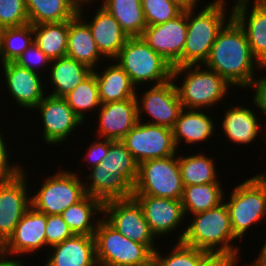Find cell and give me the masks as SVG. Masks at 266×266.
<instances>
[{
  "label": "cell",
  "mask_w": 266,
  "mask_h": 266,
  "mask_svg": "<svg viewBox=\"0 0 266 266\" xmlns=\"http://www.w3.org/2000/svg\"><path fill=\"white\" fill-rule=\"evenodd\" d=\"M94 237L98 266H139L153 258L146 245L125 237L102 217Z\"/></svg>",
  "instance_id": "cell-7"
},
{
  "label": "cell",
  "mask_w": 266,
  "mask_h": 266,
  "mask_svg": "<svg viewBox=\"0 0 266 266\" xmlns=\"http://www.w3.org/2000/svg\"><path fill=\"white\" fill-rule=\"evenodd\" d=\"M23 169L15 176L0 181V244L13 234L23 215L31 207L28 177ZM28 193V194H27Z\"/></svg>",
  "instance_id": "cell-13"
},
{
  "label": "cell",
  "mask_w": 266,
  "mask_h": 266,
  "mask_svg": "<svg viewBox=\"0 0 266 266\" xmlns=\"http://www.w3.org/2000/svg\"><path fill=\"white\" fill-rule=\"evenodd\" d=\"M87 3V4H92V2H94V0H80V3Z\"/></svg>",
  "instance_id": "cell-53"
},
{
  "label": "cell",
  "mask_w": 266,
  "mask_h": 266,
  "mask_svg": "<svg viewBox=\"0 0 266 266\" xmlns=\"http://www.w3.org/2000/svg\"><path fill=\"white\" fill-rule=\"evenodd\" d=\"M66 56L95 70L103 62L88 24L77 14L68 20V46Z\"/></svg>",
  "instance_id": "cell-25"
},
{
  "label": "cell",
  "mask_w": 266,
  "mask_h": 266,
  "mask_svg": "<svg viewBox=\"0 0 266 266\" xmlns=\"http://www.w3.org/2000/svg\"><path fill=\"white\" fill-rule=\"evenodd\" d=\"M63 98L82 121L85 122V118H89L87 117L88 112H92L93 110L94 112L95 110L98 111L101 106L95 74L92 72Z\"/></svg>",
  "instance_id": "cell-36"
},
{
  "label": "cell",
  "mask_w": 266,
  "mask_h": 266,
  "mask_svg": "<svg viewBox=\"0 0 266 266\" xmlns=\"http://www.w3.org/2000/svg\"><path fill=\"white\" fill-rule=\"evenodd\" d=\"M1 67L5 76L6 91L12 95L14 102L23 107V110L34 109L45 96L47 84L43 83L46 81L41 77L43 75L20 67L15 62L3 63Z\"/></svg>",
  "instance_id": "cell-17"
},
{
  "label": "cell",
  "mask_w": 266,
  "mask_h": 266,
  "mask_svg": "<svg viewBox=\"0 0 266 266\" xmlns=\"http://www.w3.org/2000/svg\"><path fill=\"white\" fill-rule=\"evenodd\" d=\"M183 189L178 155L147 160L138 165L133 195L181 200Z\"/></svg>",
  "instance_id": "cell-8"
},
{
  "label": "cell",
  "mask_w": 266,
  "mask_h": 266,
  "mask_svg": "<svg viewBox=\"0 0 266 266\" xmlns=\"http://www.w3.org/2000/svg\"><path fill=\"white\" fill-rule=\"evenodd\" d=\"M141 5L147 26L170 21L184 10L172 0H141Z\"/></svg>",
  "instance_id": "cell-39"
},
{
  "label": "cell",
  "mask_w": 266,
  "mask_h": 266,
  "mask_svg": "<svg viewBox=\"0 0 266 266\" xmlns=\"http://www.w3.org/2000/svg\"><path fill=\"white\" fill-rule=\"evenodd\" d=\"M98 110L96 138L122 140L139 121L136 97L101 104Z\"/></svg>",
  "instance_id": "cell-20"
},
{
  "label": "cell",
  "mask_w": 266,
  "mask_h": 266,
  "mask_svg": "<svg viewBox=\"0 0 266 266\" xmlns=\"http://www.w3.org/2000/svg\"><path fill=\"white\" fill-rule=\"evenodd\" d=\"M103 215L125 237L146 245L153 253L157 250L155 235L145 220L141 205L134 197L104 202Z\"/></svg>",
  "instance_id": "cell-11"
},
{
  "label": "cell",
  "mask_w": 266,
  "mask_h": 266,
  "mask_svg": "<svg viewBox=\"0 0 266 266\" xmlns=\"http://www.w3.org/2000/svg\"><path fill=\"white\" fill-rule=\"evenodd\" d=\"M47 215L32 206L18 222L13 234L2 245L3 254L8 257L37 253L46 248L45 227Z\"/></svg>",
  "instance_id": "cell-16"
},
{
  "label": "cell",
  "mask_w": 266,
  "mask_h": 266,
  "mask_svg": "<svg viewBox=\"0 0 266 266\" xmlns=\"http://www.w3.org/2000/svg\"><path fill=\"white\" fill-rule=\"evenodd\" d=\"M193 215L189 226H185V230L180 231L177 242L195 247L210 255H226L239 260L240 248L233 243L238 238L233 233L228 209L224 202L215 208Z\"/></svg>",
  "instance_id": "cell-2"
},
{
  "label": "cell",
  "mask_w": 266,
  "mask_h": 266,
  "mask_svg": "<svg viewBox=\"0 0 266 266\" xmlns=\"http://www.w3.org/2000/svg\"><path fill=\"white\" fill-rule=\"evenodd\" d=\"M46 95L33 109L40 112L43 122V143L57 146L66 142L77 127L83 125L82 119L73 111L63 97ZM57 144V145H56Z\"/></svg>",
  "instance_id": "cell-14"
},
{
  "label": "cell",
  "mask_w": 266,
  "mask_h": 266,
  "mask_svg": "<svg viewBox=\"0 0 266 266\" xmlns=\"http://www.w3.org/2000/svg\"><path fill=\"white\" fill-rule=\"evenodd\" d=\"M86 3H80L78 15L88 24L98 51L103 58L114 60L120 49L128 40L127 34L122 30L119 22L101 5L97 7L91 21L84 19L83 8Z\"/></svg>",
  "instance_id": "cell-21"
},
{
  "label": "cell",
  "mask_w": 266,
  "mask_h": 266,
  "mask_svg": "<svg viewBox=\"0 0 266 266\" xmlns=\"http://www.w3.org/2000/svg\"><path fill=\"white\" fill-rule=\"evenodd\" d=\"M136 91V101L138 110V120L143 121L144 115L151 117L145 119L146 123L173 128L179 118L180 112L184 109L179 99L178 92L173 79L160 85L152 87L138 96ZM144 113V115H142Z\"/></svg>",
  "instance_id": "cell-12"
},
{
  "label": "cell",
  "mask_w": 266,
  "mask_h": 266,
  "mask_svg": "<svg viewBox=\"0 0 266 266\" xmlns=\"http://www.w3.org/2000/svg\"><path fill=\"white\" fill-rule=\"evenodd\" d=\"M187 35V9L162 24L146 26L141 37L172 67L182 66V52Z\"/></svg>",
  "instance_id": "cell-15"
},
{
  "label": "cell",
  "mask_w": 266,
  "mask_h": 266,
  "mask_svg": "<svg viewBox=\"0 0 266 266\" xmlns=\"http://www.w3.org/2000/svg\"><path fill=\"white\" fill-rule=\"evenodd\" d=\"M238 260L226 255H209L200 266H235Z\"/></svg>",
  "instance_id": "cell-46"
},
{
  "label": "cell",
  "mask_w": 266,
  "mask_h": 266,
  "mask_svg": "<svg viewBox=\"0 0 266 266\" xmlns=\"http://www.w3.org/2000/svg\"><path fill=\"white\" fill-rule=\"evenodd\" d=\"M242 1H251V0H234V2H242ZM253 1H261V0H253Z\"/></svg>",
  "instance_id": "cell-54"
},
{
  "label": "cell",
  "mask_w": 266,
  "mask_h": 266,
  "mask_svg": "<svg viewBox=\"0 0 266 266\" xmlns=\"http://www.w3.org/2000/svg\"><path fill=\"white\" fill-rule=\"evenodd\" d=\"M203 65L238 89H248L256 77V68L260 72L263 68L254 58L243 28L233 17L219 31Z\"/></svg>",
  "instance_id": "cell-1"
},
{
  "label": "cell",
  "mask_w": 266,
  "mask_h": 266,
  "mask_svg": "<svg viewBox=\"0 0 266 266\" xmlns=\"http://www.w3.org/2000/svg\"><path fill=\"white\" fill-rule=\"evenodd\" d=\"M220 183L197 184L184 186L181 199L183 211L190 216L219 206L226 194Z\"/></svg>",
  "instance_id": "cell-32"
},
{
  "label": "cell",
  "mask_w": 266,
  "mask_h": 266,
  "mask_svg": "<svg viewBox=\"0 0 266 266\" xmlns=\"http://www.w3.org/2000/svg\"><path fill=\"white\" fill-rule=\"evenodd\" d=\"M34 42L33 25L4 28L0 64L14 62Z\"/></svg>",
  "instance_id": "cell-37"
},
{
  "label": "cell",
  "mask_w": 266,
  "mask_h": 266,
  "mask_svg": "<svg viewBox=\"0 0 266 266\" xmlns=\"http://www.w3.org/2000/svg\"><path fill=\"white\" fill-rule=\"evenodd\" d=\"M264 71L266 70V66L263 67ZM253 89L255 91L253 97V105L258 109L257 111H260V113H263V116L266 117V76L264 75L262 78H255L253 82L251 83L250 87L248 89Z\"/></svg>",
  "instance_id": "cell-45"
},
{
  "label": "cell",
  "mask_w": 266,
  "mask_h": 266,
  "mask_svg": "<svg viewBox=\"0 0 266 266\" xmlns=\"http://www.w3.org/2000/svg\"><path fill=\"white\" fill-rule=\"evenodd\" d=\"M256 176L258 177V179L264 184V186L266 187V173H259L256 174Z\"/></svg>",
  "instance_id": "cell-50"
},
{
  "label": "cell",
  "mask_w": 266,
  "mask_h": 266,
  "mask_svg": "<svg viewBox=\"0 0 266 266\" xmlns=\"http://www.w3.org/2000/svg\"><path fill=\"white\" fill-rule=\"evenodd\" d=\"M225 200L233 233L240 241L254 224L266 218V187L256 175L239 183L229 201Z\"/></svg>",
  "instance_id": "cell-6"
},
{
  "label": "cell",
  "mask_w": 266,
  "mask_h": 266,
  "mask_svg": "<svg viewBox=\"0 0 266 266\" xmlns=\"http://www.w3.org/2000/svg\"><path fill=\"white\" fill-rule=\"evenodd\" d=\"M114 61L127 73L137 91L144 83L160 85L172 79L173 67L142 37H129Z\"/></svg>",
  "instance_id": "cell-5"
},
{
  "label": "cell",
  "mask_w": 266,
  "mask_h": 266,
  "mask_svg": "<svg viewBox=\"0 0 266 266\" xmlns=\"http://www.w3.org/2000/svg\"><path fill=\"white\" fill-rule=\"evenodd\" d=\"M181 6L184 10L198 7L200 0H172Z\"/></svg>",
  "instance_id": "cell-49"
},
{
  "label": "cell",
  "mask_w": 266,
  "mask_h": 266,
  "mask_svg": "<svg viewBox=\"0 0 266 266\" xmlns=\"http://www.w3.org/2000/svg\"><path fill=\"white\" fill-rule=\"evenodd\" d=\"M248 266H266V242L262 246V249H260V253L257 258L254 259Z\"/></svg>",
  "instance_id": "cell-48"
},
{
  "label": "cell",
  "mask_w": 266,
  "mask_h": 266,
  "mask_svg": "<svg viewBox=\"0 0 266 266\" xmlns=\"http://www.w3.org/2000/svg\"><path fill=\"white\" fill-rule=\"evenodd\" d=\"M29 23H60L78 14L80 0H25Z\"/></svg>",
  "instance_id": "cell-30"
},
{
  "label": "cell",
  "mask_w": 266,
  "mask_h": 266,
  "mask_svg": "<svg viewBox=\"0 0 266 266\" xmlns=\"http://www.w3.org/2000/svg\"><path fill=\"white\" fill-rule=\"evenodd\" d=\"M141 205L144 217L155 237L171 235L183 225L185 214L181 200L148 195H133Z\"/></svg>",
  "instance_id": "cell-19"
},
{
  "label": "cell",
  "mask_w": 266,
  "mask_h": 266,
  "mask_svg": "<svg viewBox=\"0 0 266 266\" xmlns=\"http://www.w3.org/2000/svg\"><path fill=\"white\" fill-rule=\"evenodd\" d=\"M100 3L119 22L128 37H141L147 26L141 0H102Z\"/></svg>",
  "instance_id": "cell-31"
},
{
  "label": "cell",
  "mask_w": 266,
  "mask_h": 266,
  "mask_svg": "<svg viewBox=\"0 0 266 266\" xmlns=\"http://www.w3.org/2000/svg\"><path fill=\"white\" fill-rule=\"evenodd\" d=\"M86 177L89 184L84 185L85 192L103 203L114 199L133 197V186L120 174L114 172L90 170Z\"/></svg>",
  "instance_id": "cell-28"
},
{
  "label": "cell",
  "mask_w": 266,
  "mask_h": 266,
  "mask_svg": "<svg viewBox=\"0 0 266 266\" xmlns=\"http://www.w3.org/2000/svg\"><path fill=\"white\" fill-rule=\"evenodd\" d=\"M91 170L120 174L134 186L138 176V163L121 140H110V147L105 158L98 166L91 168Z\"/></svg>",
  "instance_id": "cell-35"
},
{
  "label": "cell",
  "mask_w": 266,
  "mask_h": 266,
  "mask_svg": "<svg viewBox=\"0 0 266 266\" xmlns=\"http://www.w3.org/2000/svg\"><path fill=\"white\" fill-rule=\"evenodd\" d=\"M98 139L97 141L95 140L91 142L92 144H90V146L86 148V155L83 159H86V163H90L91 166H87L88 168L98 166L108 153V148L110 147V140L104 138Z\"/></svg>",
  "instance_id": "cell-44"
},
{
  "label": "cell",
  "mask_w": 266,
  "mask_h": 266,
  "mask_svg": "<svg viewBox=\"0 0 266 266\" xmlns=\"http://www.w3.org/2000/svg\"><path fill=\"white\" fill-rule=\"evenodd\" d=\"M49 68L48 81L53 88L49 94L55 97H64L70 93L93 71L67 56L53 59Z\"/></svg>",
  "instance_id": "cell-27"
},
{
  "label": "cell",
  "mask_w": 266,
  "mask_h": 266,
  "mask_svg": "<svg viewBox=\"0 0 266 266\" xmlns=\"http://www.w3.org/2000/svg\"><path fill=\"white\" fill-rule=\"evenodd\" d=\"M28 23L25 0H0V27H16Z\"/></svg>",
  "instance_id": "cell-40"
},
{
  "label": "cell",
  "mask_w": 266,
  "mask_h": 266,
  "mask_svg": "<svg viewBox=\"0 0 266 266\" xmlns=\"http://www.w3.org/2000/svg\"><path fill=\"white\" fill-rule=\"evenodd\" d=\"M48 250L44 266H98L94 235L74 234Z\"/></svg>",
  "instance_id": "cell-22"
},
{
  "label": "cell",
  "mask_w": 266,
  "mask_h": 266,
  "mask_svg": "<svg viewBox=\"0 0 266 266\" xmlns=\"http://www.w3.org/2000/svg\"><path fill=\"white\" fill-rule=\"evenodd\" d=\"M4 28L0 27V50L2 46V33H3Z\"/></svg>",
  "instance_id": "cell-52"
},
{
  "label": "cell",
  "mask_w": 266,
  "mask_h": 266,
  "mask_svg": "<svg viewBox=\"0 0 266 266\" xmlns=\"http://www.w3.org/2000/svg\"><path fill=\"white\" fill-rule=\"evenodd\" d=\"M206 155L203 152L187 156L179 155L178 163L183 186L220 183L216 162L212 157Z\"/></svg>",
  "instance_id": "cell-33"
},
{
  "label": "cell",
  "mask_w": 266,
  "mask_h": 266,
  "mask_svg": "<svg viewBox=\"0 0 266 266\" xmlns=\"http://www.w3.org/2000/svg\"><path fill=\"white\" fill-rule=\"evenodd\" d=\"M77 173L64 169L46 177L36 193L30 195L31 206L46 215H60L79 202L86 195V183Z\"/></svg>",
  "instance_id": "cell-9"
},
{
  "label": "cell",
  "mask_w": 266,
  "mask_h": 266,
  "mask_svg": "<svg viewBox=\"0 0 266 266\" xmlns=\"http://www.w3.org/2000/svg\"><path fill=\"white\" fill-rule=\"evenodd\" d=\"M113 63L110 61L101 72L98 70L100 67L92 71L96 76L101 104L123 101L136 96L137 88L132 84L130 77L117 62L113 60Z\"/></svg>",
  "instance_id": "cell-26"
},
{
  "label": "cell",
  "mask_w": 266,
  "mask_h": 266,
  "mask_svg": "<svg viewBox=\"0 0 266 266\" xmlns=\"http://www.w3.org/2000/svg\"><path fill=\"white\" fill-rule=\"evenodd\" d=\"M138 165L144 161L177 155L171 128L138 121L121 140Z\"/></svg>",
  "instance_id": "cell-10"
},
{
  "label": "cell",
  "mask_w": 266,
  "mask_h": 266,
  "mask_svg": "<svg viewBox=\"0 0 266 266\" xmlns=\"http://www.w3.org/2000/svg\"><path fill=\"white\" fill-rule=\"evenodd\" d=\"M221 120H223L220 123L225 138L239 145L252 144L263 131L257 114L248 106L231 105Z\"/></svg>",
  "instance_id": "cell-23"
},
{
  "label": "cell",
  "mask_w": 266,
  "mask_h": 266,
  "mask_svg": "<svg viewBox=\"0 0 266 266\" xmlns=\"http://www.w3.org/2000/svg\"><path fill=\"white\" fill-rule=\"evenodd\" d=\"M103 202L95 197L85 195L79 202L68 207L60 215L75 235H94L103 216ZM97 219V220H95ZM97 221V222H96Z\"/></svg>",
  "instance_id": "cell-29"
},
{
  "label": "cell",
  "mask_w": 266,
  "mask_h": 266,
  "mask_svg": "<svg viewBox=\"0 0 266 266\" xmlns=\"http://www.w3.org/2000/svg\"><path fill=\"white\" fill-rule=\"evenodd\" d=\"M173 249L166 255H161L159 249L153 253V258L158 266H200V264L210 255L209 253L187 246L182 242L173 245Z\"/></svg>",
  "instance_id": "cell-38"
},
{
  "label": "cell",
  "mask_w": 266,
  "mask_h": 266,
  "mask_svg": "<svg viewBox=\"0 0 266 266\" xmlns=\"http://www.w3.org/2000/svg\"><path fill=\"white\" fill-rule=\"evenodd\" d=\"M34 42L52 60L65 57L68 46V20L33 25Z\"/></svg>",
  "instance_id": "cell-34"
},
{
  "label": "cell",
  "mask_w": 266,
  "mask_h": 266,
  "mask_svg": "<svg viewBox=\"0 0 266 266\" xmlns=\"http://www.w3.org/2000/svg\"><path fill=\"white\" fill-rule=\"evenodd\" d=\"M215 126L213 118L205 111L183 109L172 128L177 149L183 142L188 146L208 141L213 132L216 133Z\"/></svg>",
  "instance_id": "cell-24"
},
{
  "label": "cell",
  "mask_w": 266,
  "mask_h": 266,
  "mask_svg": "<svg viewBox=\"0 0 266 266\" xmlns=\"http://www.w3.org/2000/svg\"><path fill=\"white\" fill-rule=\"evenodd\" d=\"M234 2L232 17L243 28L254 58L266 66V0ZM252 6V10L248 9ZM250 11V12H249Z\"/></svg>",
  "instance_id": "cell-18"
},
{
  "label": "cell",
  "mask_w": 266,
  "mask_h": 266,
  "mask_svg": "<svg viewBox=\"0 0 266 266\" xmlns=\"http://www.w3.org/2000/svg\"><path fill=\"white\" fill-rule=\"evenodd\" d=\"M51 61L52 59L33 42L14 62L20 67L39 73L41 69L50 67Z\"/></svg>",
  "instance_id": "cell-42"
},
{
  "label": "cell",
  "mask_w": 266,
  "mask_h": 266,
  "mask_svg": "<svg viewBox=\"0 0 266 266\" xmlns=\"http://www.w3.org/2000/svg\"><path fill=\"white\" fill-rule=\"evenodd\" d=\"M227 4L226 0H214L200 11L194 12L198 7L187 9V35L182 52V66L203 65L206 62L219 31L232 18V10L228 14Z\"/></svg>",
  "instance_id": "cell-3"
},
{
  "label": "cell",
  "mask_w": 266,
  "mask_h": 266,
  "mask_svg": "<svg viewBox=\"0 0 266 266\" xmlns=\"http://www.w3.org/2000/svg\"><path fill=\"white\" fill-rule=\"evenodd\" d=\"M181 76L184 79L179 86L177 79ZM172 79L177 82L175 86L183 108L190 110H208L219 105L232 87L223 77L204 65L173 67Z\"/></svg>",
  "instance_id": "cell-4"
},
{
  "label": "cell",
  "mask_w": 266,
  "mask_h": 266,
  "mask_svg": "<svg viewBox=\"0 0 266 266\" xmlns=\"http://www.w3.org/2000/svg\"><path fill=\"white\" fill-rule=\"evenodd\" d=\"M46 248L62 243L73 236V232L59 214L47 215L45 227Z\"/></svg>",
  "instance_id": "cell-41"
},
{
  "label": "cell",
  "mask_w": 266,
  "mask_h": 266,
  "mask_svg": "<svg viewBox=\"0 0 266 266\" xmlns=\"http://www.w3.org/2000/svg\"><path fill=\"white\" fill-rule=\"evenodd\" d=\"M139 266H158L156 260L154 258L150 259L147 263L139 265Z\"/></svg>",
  "instance_id": "cell-51"
},
{
  "label": "cell",
  "mask_w": 266,
  "mask_h": 266,
  "mask_svg": "<svg viewBox=\"0 0 266 266\" xmlns=\"http://www.w3.org/2000/svg\"><path fill=\"white\" fill-rule=\"evenodd\" d=\"M1 134L0 131V181L17 175L23 169V166L9 160L8 155L10 153L7 148V139L5 140V137Z\"/></svg>",
  "instance_id": "cell-43"
},
{
  "label": "cell",
  "mask_w": 266,
  "mask_h": 266,
  "mask_svg": "<svg viewBox=\"0 0 266 266\" xmlns=\"http://www.w3.org/2000/svg\"><path fill=\"white\" fill-rule=\"evenodd\" d=\"M10 258V259H8ZM24 259L18 258L14 259L3 254V246L0 244V266H25Z\"/></svg>",
  "instance_id": "cell-47"
}]
</instances>
